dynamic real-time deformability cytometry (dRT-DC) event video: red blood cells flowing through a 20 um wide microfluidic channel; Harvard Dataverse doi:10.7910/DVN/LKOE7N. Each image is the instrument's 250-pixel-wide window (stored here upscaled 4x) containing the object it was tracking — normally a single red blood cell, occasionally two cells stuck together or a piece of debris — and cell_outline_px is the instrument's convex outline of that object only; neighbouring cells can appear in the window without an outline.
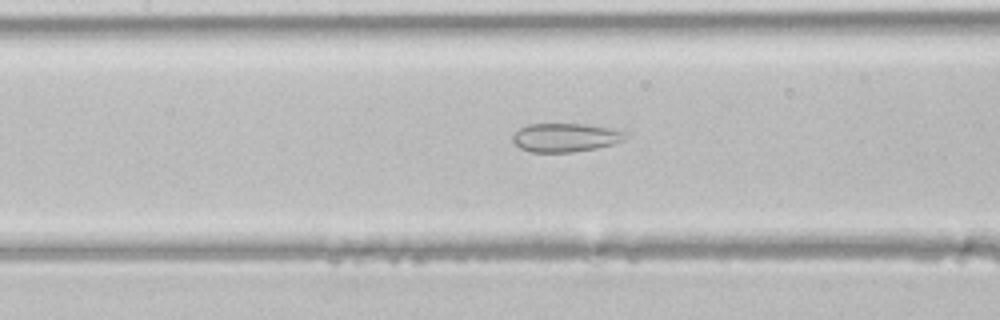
{"species": "common noctule bat (a hibernating species)", "species_latin": "Nyctalus noctula", "temperature_condition": "room temperature", "stored_images_in_passage": 38, "segment_of_instrument_passage": [2, 2], "camera_frame_rate_fps": 3000, "um_per_image_px": 0.085, "animal": {"sex": "male", "body_mass_g": 21.5, "forearm_length_mm": 52.0}, "frame": {"image": 1, "passage_image": 19, "time_ms": 6.0, "image_size_px": [1000, 320], "cell_outline_px": [[628, 132], [624, 140], [612, 144], [596, 148], [572, 152], [532, 152], [520, 148], [512, 140], [512, 136], [520, 128], [528, 124], [588, 124], [612, 128]], "centroid_in_image_um": [48.08, 11.68], "position_along_channel_um": 159.3, "area_um2": 18.84}}
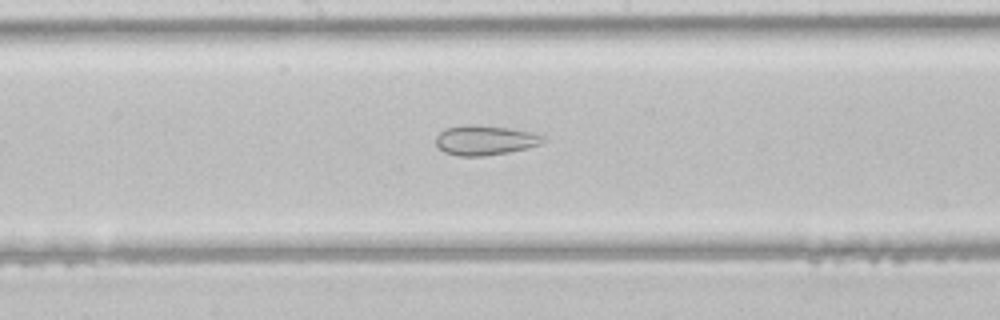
{"frame": {"image": 2, "passage_image": 22, "time_ms": 7.0, "image_size_px": [1000, 320], "cell_outline_px": [[544, 140], [540, 144], [508, 152], [484, 156], [460, 156], [444, 152], [436, 144], [436, 136], [444, 128], [460, 124], [472, 124], [508, 128], [532, 132], [544, 136]], "centroid_in_image_um": [41.17, 11.9], "position_along_channel_um": 207.0, "area_um2": 18.55}}
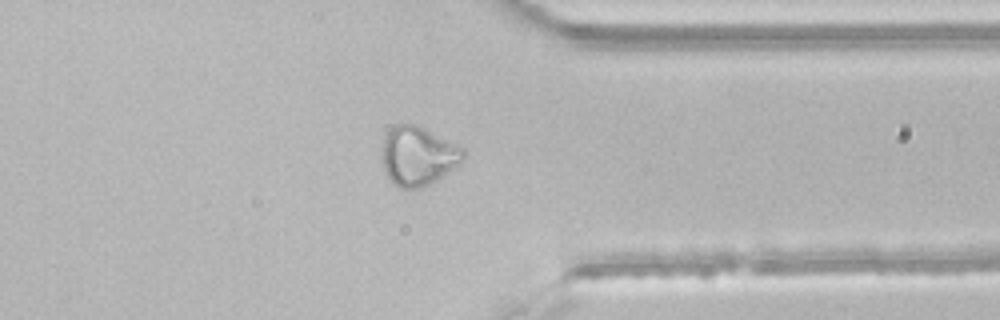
{"frame": {"image": 3, "passage_image": 33, "time_ms": 10.667, "image_size_px": [1000, 320], "cell_outline_px": [[464, 160], [456, 168], [424, 188], [400, 188], [392, 184], [384, 168], [384, 140], [388, 128], [392, 124], [420, 124], [464, 148]], "centroid_in_image_um": [35.58, 13.24], "position_along_channel_um": 375.8, "area_um2": 28.32}}